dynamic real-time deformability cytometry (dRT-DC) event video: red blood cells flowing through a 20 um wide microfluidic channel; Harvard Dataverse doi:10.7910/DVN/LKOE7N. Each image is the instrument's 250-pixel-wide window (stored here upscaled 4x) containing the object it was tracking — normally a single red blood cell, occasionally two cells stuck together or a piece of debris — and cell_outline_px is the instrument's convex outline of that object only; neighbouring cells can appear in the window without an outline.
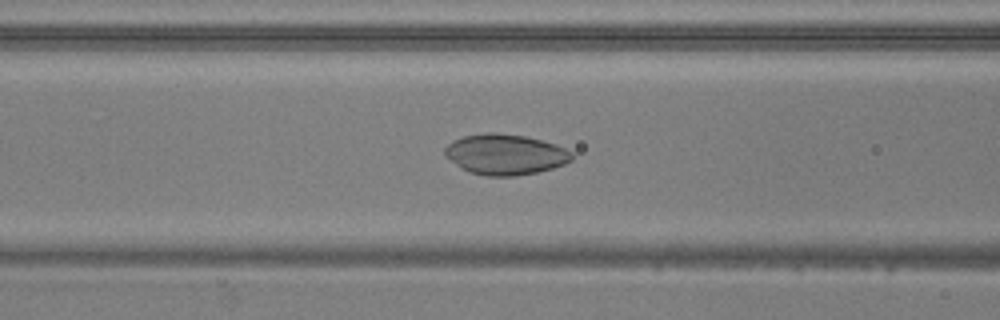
{"species": "common noctule bat (a hibernating species)", "species_latin": "Nyctalus noctula", "temperature_condition": "warm", "stored_images_in_passage": 43, "camera_frame_rate_fps": 3000, "um_per_image_px": 0.085, "animal": {"sex": "male", "body_mass_g": 20.5, "forearm_length_mm": 52.5}, "frame": {"image": 1, "passage_image": 12, "time_ms": 3.667, "image_size_px": [1000, 320], "cell_outline_px": [[572, 160], [564, 164], [552, 168], [536, 172], [516, 176], [488, 176], [468, 172], [460, 168], [444, 156], [444, 148], [452, 140], [464, 136], [488, 132], [496, 132], [524, 136], [556, 144], [572, 152]], "centroid_in_image_um": [42.9, 13.13], "position_along_channel_um": 123.7, "area_um2": 30.11}}
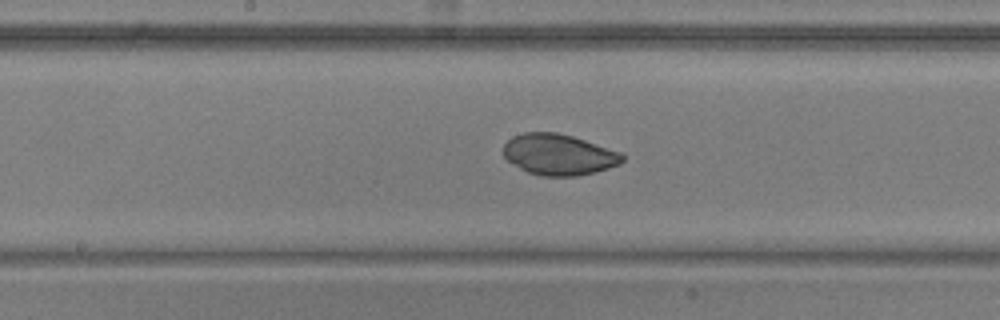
{"frame": {"image": 2, "passage_image": 18, "time_ms": 5.667, "image_size_px": [1000, 320], "cell_outline_px": [[624, 160], [620, 164], [608, 168], [576, 176], [540, 176], [528, 172], [520, 168], [508, 160], [504, 156], [504, 144], [512, 136], [524, 132], [556, 132], [572, 136], [620, 152], [624, 156]], "centroid_in_image_um": [47.48, 13.13], "position_along_channel_um": 200.7, "area_um2": 28.21}}
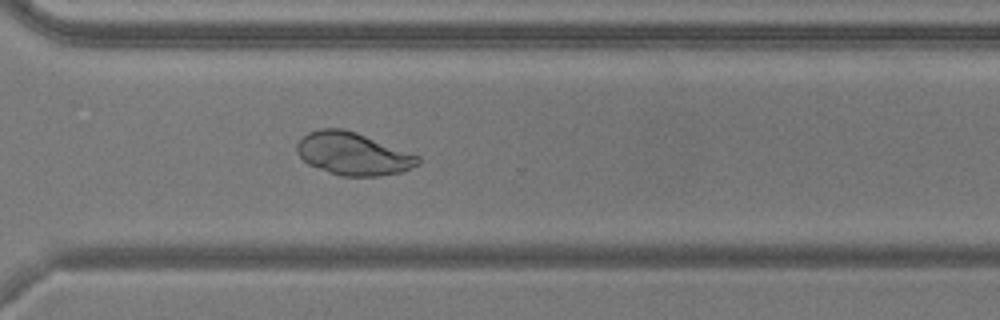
{"frame": {"image": 3, "passage_image": 29, "time_ms": 9.333, "image_size_px": [1000, 320], "cell_outline_px": [[420, 164], [400, 172], [376, 176], [340, 176], [308, 164], [296, 152], [296, 144], [308, 132], [320, 128], [344, 128], [356, 132], [420, 156]], "centroid_in_image_um": [29.99, 13.06], "position_along_channel_um": 340.6, "area_um2": 29.94}}